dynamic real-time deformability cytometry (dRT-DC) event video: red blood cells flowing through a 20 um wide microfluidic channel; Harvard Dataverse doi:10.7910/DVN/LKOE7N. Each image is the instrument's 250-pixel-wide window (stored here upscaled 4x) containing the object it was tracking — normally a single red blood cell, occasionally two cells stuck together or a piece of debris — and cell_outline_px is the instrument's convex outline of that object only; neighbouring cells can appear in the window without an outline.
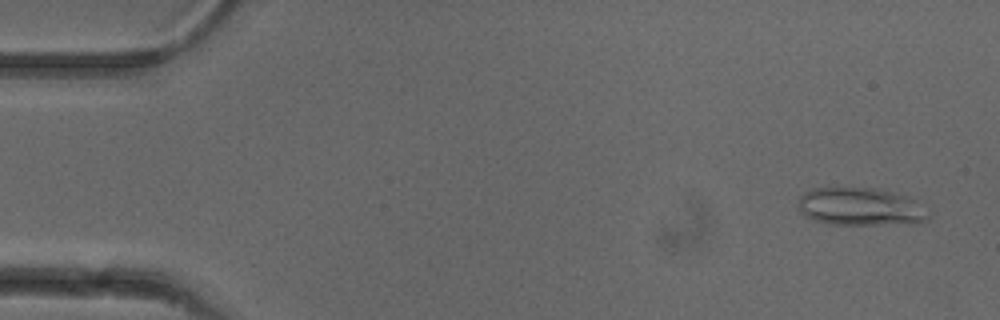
{"species": "common noctule bat (a hibernating species)", "species_latin": "Nyctalus noctula", "temperature_condition": "cold", "stored_images_in_passage": 52, "camera_frame_rate_fps": 3000, "um_per_image_px": 0.085, "animal": {"sex": "female"}, "frame": {"image": 1, "passage_image": 3, "time_ms": 0.667, "image_size_px": [1000, 320], "cell_outline_px": [[928, 216], [924, 220], [916, 224], [832, 224], [816, 220], [800, 212], [800, 196], [804, 192], [812, 188], [876, 188], [908, 196], [916, 200]], "centroid_in_image_um": [73.15, 17.56], "position_along_channel_um": 11.9, "area_um2": 28.32}}
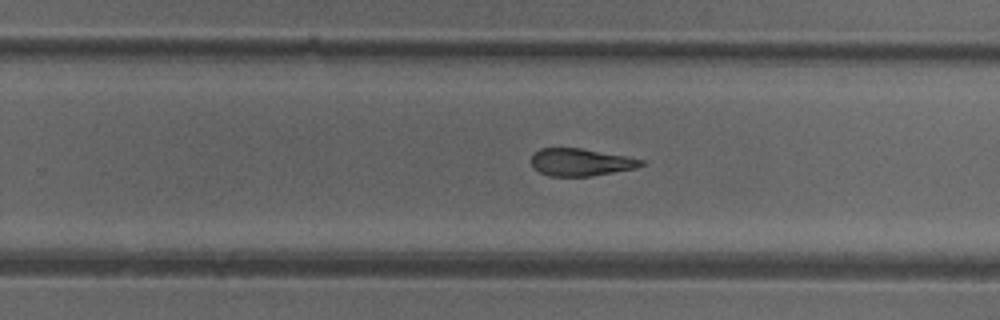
{"frame": {"image": 2, "passage_image": 33, "time_ms": 10.667, "image_size_px": [1000, 320], "cell_outline_px": [[644, 164], [636, 168], [592, 176], [548, 176], [532, 168], [532, 152], [540, 148], [580, 148], [624, 156], [644, 160]], "centroid_in_image_um": [49.31, 13.79], "position_along_channel_um": 280.5, "area_um2": 17.51}}
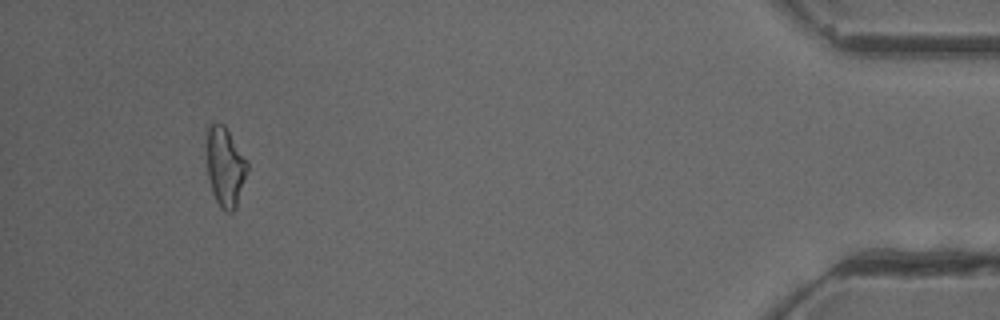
{"frame": {"image": 3, "passage_image": 49, "time_ms": 16.0, "image_size_px": [1000, 320], "cell_outline_px": [[248, 168], [236, 208], [232, 212], [224, 212], [220, 208], [212, 192], [208, 176], [208, 128], [216, 120], [224, 124], [248, 160]], "centroid_in_image_um": [19.17, 14.18], "position_along_channel_um": 416.0, "area_um2": 18.73}, "authors_computed_cell_mechanics": {"area_um2": 19.1029, "velocity_mm_per_s": 3.897, "shape_relaxation_time_tau1_ms": 9.7282, "shape_relaxation_time_tau2_ms": 3.5393, "deformation_change_tau1": 0.231, "deformation_change_tau2": 0.1248}}